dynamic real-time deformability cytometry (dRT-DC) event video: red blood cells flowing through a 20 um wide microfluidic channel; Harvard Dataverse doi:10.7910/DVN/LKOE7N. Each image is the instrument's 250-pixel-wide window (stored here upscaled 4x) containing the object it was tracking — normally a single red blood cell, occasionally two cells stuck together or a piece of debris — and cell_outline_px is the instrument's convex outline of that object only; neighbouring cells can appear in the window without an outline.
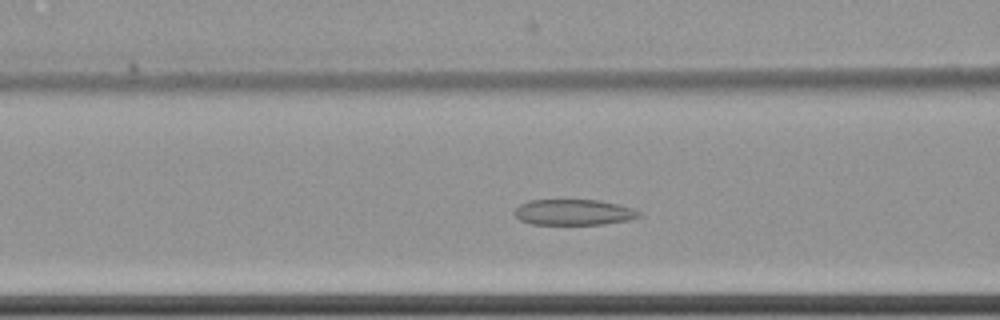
{"species": "common noctule bat (a hibernating species)", "species_latin": "Nyctalus noctula", "temperature_condition": "cold", "stored_images_in_passage": 54, "camera_frame_rate_fps": 3000, "um_per_image_px": 0.085, "animal": {"sex": "female", "body_mass_g": 22.7, "forearm_length_mm": 54.2}, "frame": {"image": 1, "passage_image": 19, "time_ms": 6.0, "image_size_px": [1000, 320], "cell_outline_px": [[644, 212], [640, 216], [628, 220], [604, 224], [532, 224], [520, 220], [516, 216], [516, 208], [520, 204], [528, 200], [600, 200], [632, 208]], "centroid_in_image_um": [48.79, 18.04], "position_along_channel_um": 117.8, "area_um2": 18.61}}
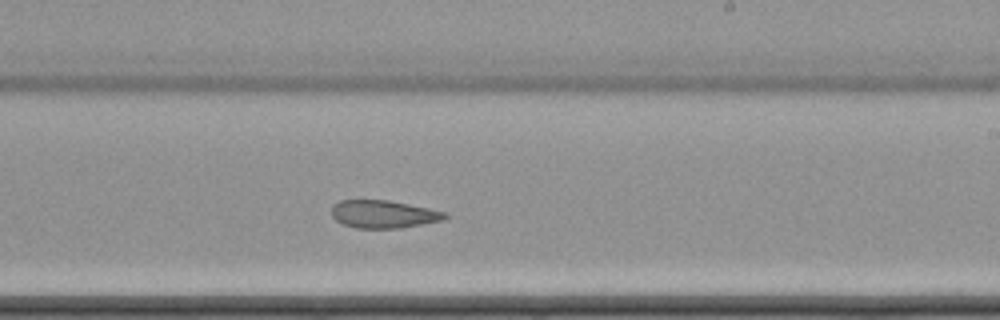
{"frame": {"image": 2, "passage_image": 31, "time_ms": 10.0, "image_size_px": [1000, 320], "cell_outline_px": [[448, 216], [444, 220], [400, 228], [356, 228], [344, 224], [336, 220], [332, 216], [332, 204], [340, 200], [388, 200], [428, 208], [444, 212]], "centroid_in_image_um": [32.57, 18.2], "position_along_channel_um": 256.4, "area_um2": 18.26}}
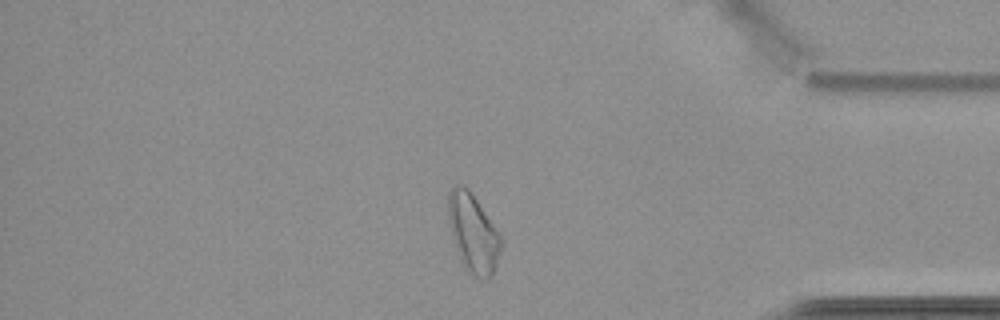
{"frame": {"image": 3, "passage_image": 45, "time_ms": 14.667, "image_size_px": [1000, 320], "cell_outline_px": [[504, 244], [492, 276], [488, 280], [480, 280], [460, 260], [452, 236], [448, 220], [448, 192], [456, 184], [460, 184], [468, 188], [504, 240]], "centroid_in_image_um": [40.24, 19.82], "position_along_channel_um": 395.0, "area_um2": 24.1}, "authors_computed_cell_mechanics": {"area_um2": 21.5594, "velocity_mm_per_s": 3.4757, "shape_relaxation_time_tau1_ms": null, "shape_relaxation_time_tau2_ms": 3.3619, "deformation_change_tau1": null, "deformation_change_tau2": 0.0974}}